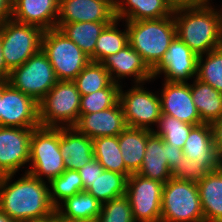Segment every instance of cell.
Here are the masks:
<instances>
[{"label": "cell", "mask_w": 222, "mask_h": 222, "mask_svg": "<svg viewBox=\"0 0 222 222\" xmlns=\"http://www.w3.org/2000/svg\"><path fill=\"white\" fill-rule=\"evenodd\" d=\"M16 174L0 177V210L16 222H28L50 217L56 210L50 200L47 181L25 172L10 183Z\"/></svg>", "instance_id": "6da1fadb"}, {"label": "cell", "mask_w": 222, "mask_h": 222, "mask_svg": "<svg viewBox=\"0 0 222 222\" xmlns=\"http://www.w3.org/2000/svg\"><path fill=\"white\" fill-rule=\"evenodd\" d=\"M176 35L198 56L222 46L219 15L211 4L174 8Z\"/></svg>", "instance_id": "7a4b0ae2"}, {"label": "cell", "mask_w": 222, "mask_h": 222, "mask_svg": "<svg viewBox=\"0 0 222 222\" xmlns=\"http://www.w3.org/2000/svg\"><path fill=\"white\" fill-rule=\"evenodd\" d=\"M125 22L129 44L152 70L161 61L176 36L173 14L161 19Z\"/></svg>", "instance_id": "3957f363"}, {"label": "cell", "mask_w": 222, "mask_h": 222, "mask_svg": "<svg viewBox=\"0 0 222 222\" xmlns=\"http://www.w3.org/2000/svg\"><path fill=\"white\" fill-rule=\"evenodd\" d=\"M81 94L73 81H58L38 103L43 127H74L79 120Z\"/></svg>", "instance_id": "277c9868"}, {"label": "cell", "mask_w": 222, "mask_h": 222, "mask_svg": "<svg viewBox=\"0 0 222 222\" xmlns=\"http://www.w3.org/2000/svg\"><path fill=\"white\" fill-rule=\"evenodd\" d=\"M160 222H204L197 182L170 178L164 184Z\"/></svg>", "instance_id": "5b68a950"}, {"label": "cell", "mask_w": 222, "mask_h": 222, "mask_svg": "<svg viewBox=\"0 0 222 222\" xmlns=\"http://www.w3.org/2000/svg\"><path fill=\"white\" fill-rule=\"evenodd\" d=\"M29 163L31 168L25 172L45 181L43 175L48 183L66 170L60 151V128L39 126L33 129Z\"/></svg>", "instance_id": "8992f818"}, {"label": "cell", "mask_w": 222, "mask_h": 222, "mask_svg": "<svg viewBox=\"0 0 222 222\" xmlns=\"http://www.w3.org/2000/svg\"><path fill=\"white\" fill-rule=\"evenodd\" d=\"M41 49L50 61L58 81H73L91 61L57 28L44 31Z\"/></svg>", "instance_id": "52a82bcc"}, {"label": "cell", "mask_w": 222, "mask_h": 222, "mask_svg": "<svg viewBox=\"0 0 222 222\" xmlns=\"http://www.w3.org/2000/svg\"><path fill=\"white\" fill-rule=\"evenodd\" d=\"M44 30L38 26L7 20L0 25L2 53L11 71L41 50Z\"/></svg>", "instance_id": "ba28073f"}, {"label": "cell", "mask_w": 222, "mask_h": 222, "mask_svg": "<svg viewBox=\"0 0 222 222\" xmlns=\"http://www.w3.org/2000/svg\"><path fill=\"white\" fill-rule=\"evenodd\" d=\"M7 81L12 87L39 103L58 79L50 61L41 49L23 65L11 70Z\"/></svg>", "instance_id": "9c48e42d"}, {"label": "cell", "mask_w": 222, "mask_h": 222, "mask_svg": "<svg viewBox=\"0 0 222 222\" xmlns=\"http://www.w3.org/2000/svg\"><path fill=\"white\" fill-rule=\"evenodd\" d=\"M133 86L127 92L122 91V86L120 88L119 102L126 124L128 127L153 131L151 125H157L162 115L160 96L145 90L142 83Z\"/></svg>", "instance_id": "30bf717a"}, {"label": "cell", "mask_w": 222, "mask_h": 222, "mask_svg": "<svg viewBox=\"0 0 222 222\" xmlns=\"http://www.w3.org/2000/svg\"><path fill=\"white\" fill-rule=\"evenodd\" d=\"M163 186L164 183L137 173L127 178L126 196L135 222H160Z\"/></svg>", "instance_id": "8fae6325"}, {"label": "cell", "mask_w": 222, "mask_h": 222, "mask_svg": "<svg viewBox=\"0 0 222 222\" xmlns=\"http://www.w3.org/2000/svg\"><path fill=\"white\" fill-rule=\"evenodd\" d=\"M143 163L137 174L166 183L172 178L171 171L184 157L182 149L169 145L154 132L147 138Z\"/></svg>", "instance_id": "7c38bea8"}, {"label": "cell", "mask_w": 222, "mask_h": 222, "mask_svg": "<svg viewBox=\"0 0 222 222\" xmlns=\"http://www.w3.org/2000/svg\"><path fill=\"white\" fill-rule=\"evenodd\" d=\"M1 126L19 128H37L39 107L32 97L12 87L2 80Z\"/></svg>", "instance_id": "4fadbf2b"}, {"label": "cell", "mask_w": 222, "mask_h": 222, "mask_svg": "<svg viewBox=\"0 0 222 222\" xmlns=\"http://www.w3.org/2000/svg\"><path fill=\"white\" fill-rule=\"evenodd\" d=\"M197 62L198 55L176 35L161 61L152 69L153 79L164 73L166 82L188 83L192 77L196 78Z\"/></svg>", "instance_id": "5bb4252c"}, {"label": "cell", "mask_w": 222, "mask_h": 222, "mask_svg": "<svg viewBox=\"0 0 222 222\" xmlns=\"http://www.w3.org/2000/svg\"><path fill=\"white\" fill-rule=\"evenodd\" d=\"M34 128L0 126V173L15 174L29 164L30 137Z\"/></svg>", "instance_id": "9a60e30c"}, {"label": "cell", "mask_w": 222, "mask_h": 222, "mask_svg": "<svg viewBox=\"0 0 222 222\" xmlns=\"http://www.w3.org/2000/svg\"><path fill=\"white\" fill-rule=\"evenodd\" d=\"M114 0H59L56 28L75 22H105L115 19Z\"/></svg>", "instance_id": "2e32d148"}, {"label": "cell", "mask_w": 222, "mask_h": 222, "mask_svg": "<svg viewBox=\"0 0 222 222\" xmlns=\"http://www.w3.org/2000/svg\"><path fill=\"white\" fill-rule=\"evenodd\" d=\"M183 154L206 174L219 169L222 162L213 141L211 125L202 123L194 126L182 148Z\"/></svg>", "instance_id": "e0dca14e"}, {"label": "cell", "mask_w": 222, "mask_h": 222, "mask_svg": "<svg viewBox=\"0 0 222 222\" xmlns=\"http://www.w3.org/2000/svg\"><path fill=\"white\" fill-rule=\"evenodd\" d=\"M163 86L160 94L162 114L195 126L203 123L193 102L190 83L164 81Z\"/></svg>", "instance_id": "ac0fdd59"}, {"label": "cell", "mask_w": 222, "mask_h": 222, "mask_svg": "<svg viewBox=\"0 0 222 222\" xmlns=\"http://www.w3.org/2000/svg\"><path fill=\"white\" fill-rule=\"evenodd\" d=\"M127 127L120 102L111 108L80 114L74 128L90 139L118 136Z\"/></svg>", "instance_id": "d6986e66"}, {"label": "cell", "mask_w": 222, "mask_h": 222, "mask_svg": "<svg viewBox=\"0 0 222 222\" xmlns=\"http://www.w3.org/2000/svg\"><path fill=\"white\" fill-rule=\"evenodd\" d=\"M102 64L109 72L111 80L117 84H120V79L130 76L134 77L135 84H143L145 81H151L154 78L152 70L130 44L117 53L108 56Z\"/></svg>", "instance_id": "ffe728a7"}, {"label": "cell", "mask_w": 222, "mask_h": 222, "mask_svg": "<svg viewBox=\"0 0 222 222\" xmlns=\"http://www.w3.org/2000/svg\"><path fill=\"white\" fill-rule=\"evenodd\" d=\"M59 0H13L11 19L41 29L56 28Z\"/></svg>", "instance_id": "44dd1931"}, {"label": "cell", "mask_w": 222, "mask_h": 222, "mask_svg": "<svg viewBox=\"0 0 222 222\" xmlns=\"http://www.w3.org/2000/svg\"><path fill=\"white\" fill-rule=\"evenodd\" d=\"M60 151L66 169L78 171L94 158L93 141L74 127L60 128Z\"/></svg>", "instance_id": "7402d4cb"}, {"label": "cell", "mask_w": 222, "mask_h": 222, "mask_svg": "<svg viewBox=\"0 0 222 222\" xmlns=\"http://www.w3.org/2000/svg\"><path fill=\"white\" fill-rule=\"evenodd\" d=\"M114 7L115 17L120 21L161 19L174 11L168 0H114Z\"/></svg>", "instance_id": "603a6c76"}, {"label": "cell", "mask_w": 222, "mask_h": 222, "mask_svg": "<svg viewBox=\"0 0 222 222\" xmlns=\"http://www.w3.org/2000/svg\"><path fill=\"white\" fill-rule=\"evenodd\" d=\"M204 222H222V166L198 182Z\"/></svg>", "instance_id": "cb8c5ba5"}, {"label": "cell", "mask_w": 222, "mask_h": 222, "mask_svg": "<svg viewBox=\"0 0 222 222\" xmlns=\"http://www.w3.org/2000/svg\"><path fill=\"white\" fill-rule=\"evenodd\" d=\"M153 133L148 129L126 127L118 135V144L126 169L137 173L143 163L147 138Z\"/></svg>", "instance_id": "d4e9b609"}, {"label": "cell", "mask_w": 222, "mask_h": 222, "mask_svg": "<svg viewBox=\"0 0 222 222\" xmlns=\"http://www.w3.org/2000/svg\"><path fill=\"white\" fill-rule=\"evenodd\" d=\"M190 88L194 105L203 123L211 124L222 117V93L196 78Z\"/></svg>", "instance_id": "484cf974"}, {"label": "cell", "mask_w": 222, "mask_h": 222, "mask_svg": "<svg viewBox=\"0 0 222 222\" xmlns=\"http://www.w3.org/2000/svg\"><path fill=\"white\" fill-rule=\"evenodd\" d=\"M105 22H75L64 24L60 30L94 62L97 39Z\"/></svg>", "instance_id": "4316f807"}, {"label": "cell", "mask_w": 222, "mask_h": 222, "mask_svg": "<svg viewBox=\"0 0 222 222\" xmlns=\"http://www.w3.org/2000/svg\"><path fill=\"white\" fill-rule=\"evenodd\" d=\"M101 206L102 203L95 199L91 194L82 191L67 198L56 210L69 219L95 222L100 215Z\"/></svg>", "instance_id": "83f0119b"}, {"label": "cell", "mask_w": 222, "mask_h": 222, "mask_svg": "<svg viewBox=\"0 0 222 222\" xmlns=\"http://www.w3.org/2000/svg\"><path fill=\"white\" fill-rule=\"evenodd\" d=\"M94 158L109 170L123 174L128 178L131 173L126 169L118 144V136H105L92 139Z\"/></svg>", "instance_id": "f1b7e54d"}, {"label": "cell", "mask_w": 222, "mask_h": 222, "mask_svg": "<svg viewBox=\"0 0 222 222\" xmlns=\"http://www.w3.org/2000/svg\"><path fill=\"white\" fill-rule=\"evenodd\" d=\"M119 19L115 18L100 33L94 51V62L102 63L108 56L117 53L129 44L128 31L118 29Z\"/></svg>", "instance_id": "f546056e"}, {"label": "cell", "mask_w": 222, "mask_h": 222, "mask_svg": "<svg viewBox=\"0 0 222 222\" xmlns=\"http://www.w3.org/2000/svg\"><path fill=\"white\" fill-rule=\"evenodd\" d=\"M127 178L120 173L104 170L86 190L95 199L105 203L126 195Z\"/></svg>", "instance_id": "4dcf8cb0"}, {"label": "cell", "mask_w": 222, "mask_h": 222, "mask_svg": "<svg viewBox=\"0 0 222 222\" xmlns=\"http://www.w3.org/2000/svg\"><path fill=\"white\" fill-rule=\"evenodd\" d=\"M73 82L81 95H87L106 88L112 80L102 63L90 61Z\"/></svg>", "instance_id": "1f68e13d"}, {"label": "cell", "mask_w": 222, "mask_h": 222, "mask_svg": "<svg viewBox=\"0 0 222 222\" xmlns=\"http://www.w3.org/2000/svg\"><path fill=\"white\" fill-rule=\"evenodd\" d=\"M196 79L222 93V46L198 56Z\"/></svg>", "instance_id": "d6a6232c"}, {"label": "cell", "mask_w": 222, "mask_h": 222, "mask_svg": "<svg viewBox=\"0 0 222 222\" xmlns=\"http://www.w3.org/2000/svg\"><path fill=\"white\" fill-rule=\"evenodd\" d=\"M49 184L50 200L56 209L67 198L83 191V182L76 170L66 169Z\"/></svg>", "instance_id": "836d02e7"}, {"label": "cell", "mask_w": 222, "mask_h": 222, "mask_svg": "<svg viewBox=\"0 0 222 222\" xmlns=\"http://www.w3.org/2000/svg\"><path fill=\"white\" fill-rule=\"evenodd\" d=\"M121 84L113 81L106 87L91 94L81 95L80 114H90L111 108L119 102Z\"/></svg>", "instance_id": "e575fe53"}, {"label": "cell", "mask_w": 222, "mask_h": 222, "mask_svg": "<svg viewBox=\"0 0 222 222\" xmlns=\"http://www.w3.org/2000/svg\"><path fill=\"white\" fill-rule=\"evenodd\" d=\"M194 126L184 123L175 117L162 114L158 121L157 130H153V132L160 136L167 144L182 149Z\"/></svg>", "instance_id": "d590c367"}, {"label": "cell", "mask_w": 222, "mask_h": 222, "mask_svg": "<svg viewBox=\"0 0 222 222\" xmlns=\"http://www.w3.org/2000/svg\"><path fill=\"white\" fill-rule=\"evenodd\" d=\"M95 222H135L128 197L124 195L102 203Z\"/></svg>", "instance_id": "8d00e7d4"}, {"label": "cell", "mask_w": 222, "mask_h": 222, "mask_svg": "<svg viewBox=\"0 0 222 222\" xmlns=\"http://www.w3.org/2000/svg\"><path fill=\"white\" fill-rule=\"evenodd\" d=\"M172 178L178 180H187L198 182L206 173L199 167L192 163L187 157H183L180 163L171 171Z\"/></svg>", "instance_id": "74e56055"}, {"label": "cell", "mask_w": 222, "mask_h": 222, "mask_svg": "<svg viewBox=\"0 0 222 222\" xmlns=\"http://www.w3.org/2000/svg\"><path fill=\"white\" fill-rule=\"evenodd\" d=\"M104 171L103 166L97 159L93 158L89 163L78 170L83 182V191H86L92 182Z\"/></svg>", "instance_id": "f35d334b"}, {"label": "cell", "mask_w": 222, "mask_h": 222, "mask_svg": "<svg viewBox=\"0 0 222 222\" xmlns=\"http://www.w3.org/2000/svg\"><path fill=\"white\" fill-rule=\"evenodd\" d=\"M214 145L222 162V117L211 123Z\"/></svg>", "instance_id": "ab89813d"}, {"label": "cell", "mask_w": 222, "mask_h": 222, "mask_svg": "<svg viewBox=\"0 0 222 222\" xmlns=\"http://www.w3.org/2000/svg\"><path fill=\"white\" fill-rule=\"evenodd\" d=\"M13 0H0V25L12 17Z\"/></svg>", "instance_id": "60d3db41"}, {"label": "cell", "mask_w": 222, "mask_h": 222, "mask_svg": "<svg viewBox=\"0 0 222 222\" xmlns=\"http://www.w3.org/2000/svg\"><path fill=\"white\" fill-rule=\"evenodd\" d=\"M168 2L174 7H185V6H200L209 4L210 0H168Z\"/></svg>", "instance_id": "b9f144b4"}, {"label": "cell", "mask_w": 222, "mask_h": 222, "mask_svg": "<svg viewBox=\"0 0 222 222\" xmlns=\"http://www.w3.org/2000/svg\"><path fill=\"white\" fill-rule=\"evenodd\" d=\"M9 73L10 71L6 68V64L2 53V43L0 36V80H7Z\"/></svg>", "instance_id": "7bdbcfd3"}, {"label": "cell", "mask_w": 222, "mask_h": 222, "mask_svg": "<svg viewBox=\"0 0 222 222\" xmlns=\"http://www.w3.org/2000/svg\"><path fill=\"white\" fill-rule=\"evenodd\" d=\"M55 222H92V221L69 219L61 215L57 210H55Z\"/></svg>", "instance_id": "ee69618b"}, {"label": "cell", "mask_w": 222, "mask_h": 222, "mask_svg": "<svg viewBox=\"0 0 222 222\" xmlns=\"http://www.w3.org/2000/svg\"><path fill=\"white\" fill-rule=\"evenodd\" d=\"M0 222H16L0 210Z\"/></svg>", "instance_id": "f6af8a7d"}, {"label": "cell", "mask_w": 222, "mask_h": 222, "mask_svg": "<svg viewBox=\"0 0 222 222\" xmlns=\"http://www.w3.org/2000/svg\"><path fill=\"white\" fill-rule=\"evenodd\" d=\"M28 222H55V212L48 218L41 219V220L28 221Z\"/></svg>", "instance_id": "bcb514c9"}, {"label": "cell", "mask_w": 222, "mask_h": 222, "mask_svg": "<svg viewBox=\"0 0 222 222\" xmlns=\"http://www.w3.org/2000/svg\"><path fill=\"white\" fill-rule=\"evenodd\" d=\"M217 12L219 15L220 37H221V41H222V9H220Z\"/></svg>", "instance_id": "7dc6e473"}, {"label": "cell", "mask_w": 222, "mask_h": 222, "mask_svg": "<svg viewBox=\"0 0 222 222\" xmlns=\"http://www.w3.org/2000/svg\"><path fill=\"white\" fill-rule=\"evenodd\" d=\"M1 98H2V80H0V113H1ZM0 126H1V114H0Z\"/></svg>", "instance_id": "c3c4849f"}]
</instances>
